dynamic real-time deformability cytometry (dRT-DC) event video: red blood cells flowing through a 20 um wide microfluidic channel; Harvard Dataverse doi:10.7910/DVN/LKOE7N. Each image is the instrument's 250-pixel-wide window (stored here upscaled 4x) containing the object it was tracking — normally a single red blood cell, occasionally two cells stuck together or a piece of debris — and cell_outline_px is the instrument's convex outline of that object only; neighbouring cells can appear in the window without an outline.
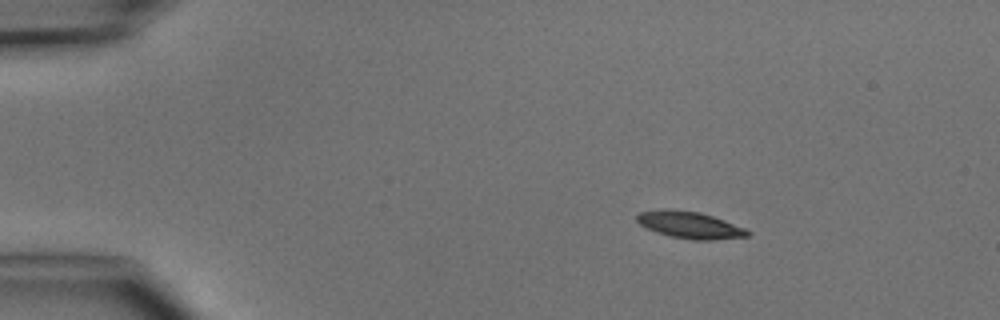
{"species": "common noctule bat (a hibernating species)", "species_latin": "Nyctalus noctula", "temperature_condition": "cold", "stored_images_in_passage": 3, "camera_frame_rate_fps": 3000, "um_per_image_px": 0.085, "animal": {"sex": "male", "body_mass_g": 15.6}, "frame": {"image": 1, "passage_image": 1, "time_ms": 0.0, "image_size_px": [1000, 320], "cell_outline_px": [[752, 232], [748, 236], [712, 240], [692, 240], [672, 236], [656, 232], [640, 224], [636, 220], [636, 216], [640, 212], [700, 212], [724, 220], [744, 228]], "centroid_in_image_um": [58.72, 19.18], "position_along_channel_um": 26.3, "area_um2": 16.36}}
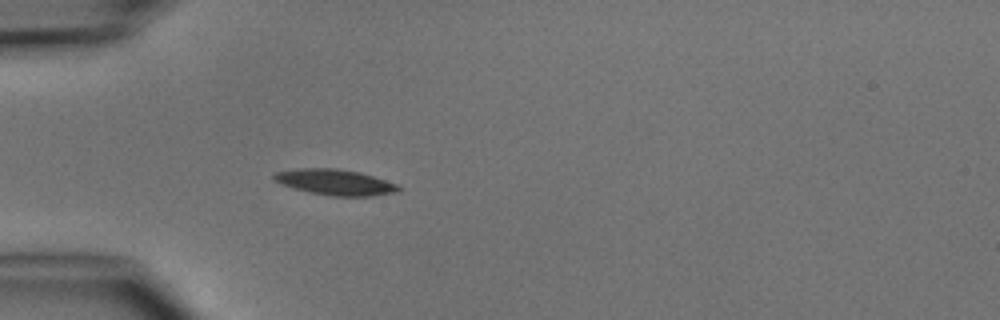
{"frame": {"image": 2, "passage_image": 3, "time_ms": 2.333, "image_size_px": [1000, 320], "cell_outline_px": [[400, 192], [372, 196], [332, 196], [312, 192], [280, 184], [272, 180], [272, 176], [276, 172], [300, 168], [336, 168], [360, 172], [396, 184], [400, 188]], "centroid_in_image_um": [28.48, 15.48], "position_along_channel_um": 56.5, "area_um2": 18.55}}